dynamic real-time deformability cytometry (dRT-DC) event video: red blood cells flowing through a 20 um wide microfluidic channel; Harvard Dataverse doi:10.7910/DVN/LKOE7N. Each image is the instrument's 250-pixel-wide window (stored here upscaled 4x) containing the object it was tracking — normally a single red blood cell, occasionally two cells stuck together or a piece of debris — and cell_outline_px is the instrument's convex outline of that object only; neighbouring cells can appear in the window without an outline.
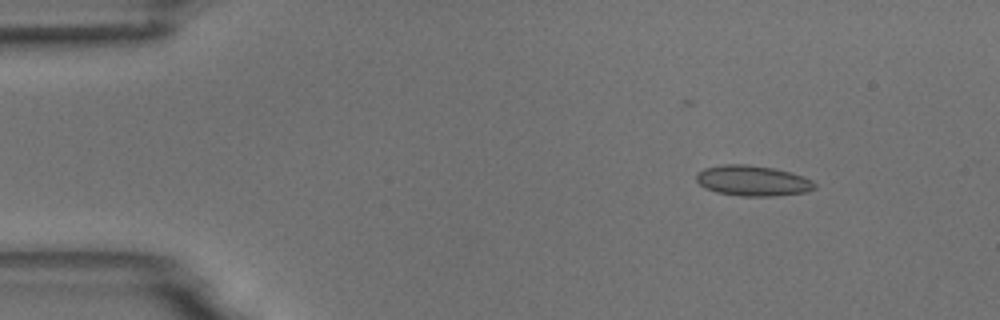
{"species": "common noctule bat (a hibernating species)", "species_latin": "Nyctalus noctula", "temperature_condition": "room temperature", "stored_images_in_passage": 6, "camera_frame_rate_fps": 3000, "um_per_image_px": 0.085, "animal": {"sex": "male", "body_mass_g": 18.8}, "frame": {"image": 1, "passage_image": 4, "time_ms": 3.667, "image_size_px": [1000, 320], "cell_outline_px": [[816, 188], [804, 192], [772, 196], [740, 196], [716, 192], [704, 188], [696, 180], [696, 176], [704, 168], [724, 164], [748, 164], [772, 168], [804, 176], [812, 180], [816, 184]], "centroid_in_image_um": [63.97, 15.36], "position_along_channel_um": 21.0, "area_um2": 20.92}}
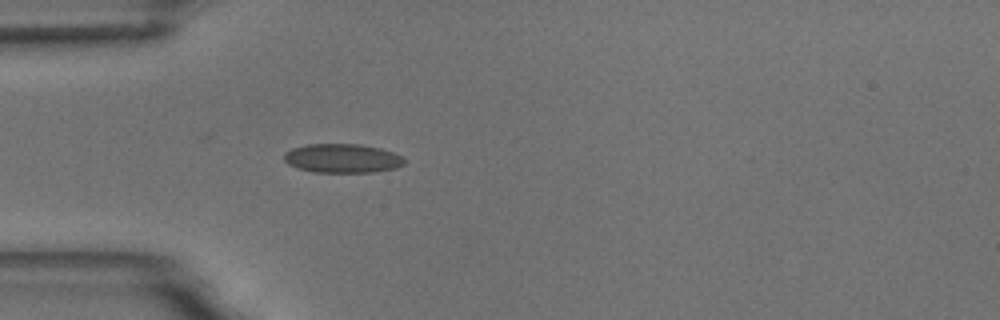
{"frame": {"image": 2, "passage_image": 6, "time_ms": 6.667, "image_size_px": [1000, 320], "cell_outline_px": [[404, 164], [396, 168], [372, 172], [312, 172], [296, 168], [288, 164], [284, 160], [284, 152], [292, 148], [308, 144], [360, 144], [380, 148], [392, 152], [400, 156], [404, 160]], "centroid_in_image_um": [29.06, 13.46], "position_along_channel_um": 55.9, "area_um2": 20.35}}